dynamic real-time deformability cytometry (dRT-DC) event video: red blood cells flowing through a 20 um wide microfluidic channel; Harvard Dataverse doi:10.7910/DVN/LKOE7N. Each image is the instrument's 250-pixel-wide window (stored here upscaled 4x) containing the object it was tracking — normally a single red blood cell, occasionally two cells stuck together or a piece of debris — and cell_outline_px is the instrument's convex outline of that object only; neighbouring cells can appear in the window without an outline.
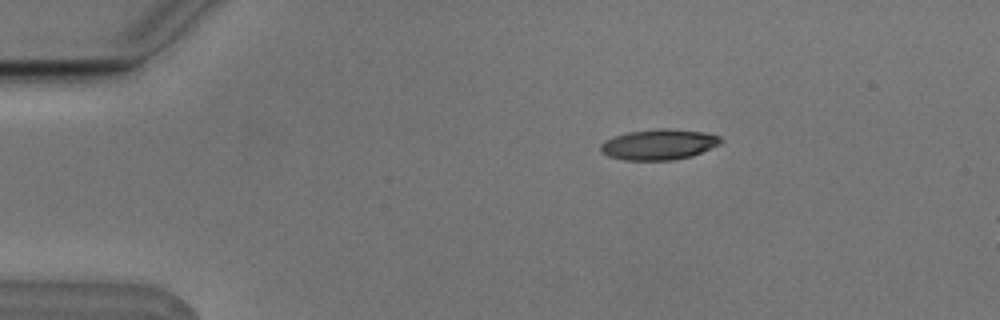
{"species": "Egyptian fruit bat (a non-hibernating species)", "species_latin": "Rousettus aegyptiacus", "temperature_condition": "cold", "stored_images_in_passage": 3, "camera_frame_rate_fps": 3000, "um_per_image_px": 0.085, "animal": {"sex": "male"}, "frame": {"image": 1, "passage_image": 1, "time_ms": 0.0, "image_size_px": [1000, 320], "cell_outline_px": [[724, 140], [720, 144], [692, 156], [672, 160], [624, 160], [608, 156], [600, 152], [600, 144], [604, 140], [628, 132], [664, 128], [668, 128], [704, 132], [720, 136]], "centroid_in_image_um": [56.0, 12.28], "position_along_channel_um": 29.0, "area_um2": 21.44}}